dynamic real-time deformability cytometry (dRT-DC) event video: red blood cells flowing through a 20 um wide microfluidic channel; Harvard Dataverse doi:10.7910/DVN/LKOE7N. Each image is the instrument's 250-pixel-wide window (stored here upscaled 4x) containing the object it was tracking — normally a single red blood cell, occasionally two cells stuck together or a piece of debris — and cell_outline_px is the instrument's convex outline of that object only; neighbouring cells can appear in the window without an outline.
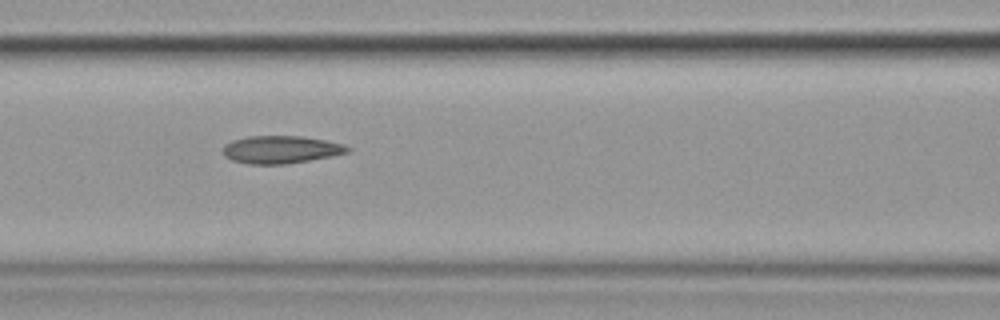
{"species": "common noctule bat (a hibernating species)", "species_latin": "Nyctalus noctula", "temperature_condition": "cold", "stored_images_in_passage": 6, "camera_frame_rate_fps": 3000, "um_per_image_px": 0.085, "animal": {"sex": "female", "body_mass_g": 19.9}, "frame": {"image": 1, "passage_image": 4, "time_ms": 3.333, "image_size_px": [1000, 320], "cell_outline_px": [[352, 148], [348, 152], [332, 156], [288, 164], [248, 164], [232, 160], [224, 156], [224, 144], [232, 140], [248, 136], [300, 136], [324, 140], [344, 144]], "centroid_in_image_um": [23.87, 12.71], "position_along_channel_um": 142.7, "area_um2": 20.11}}
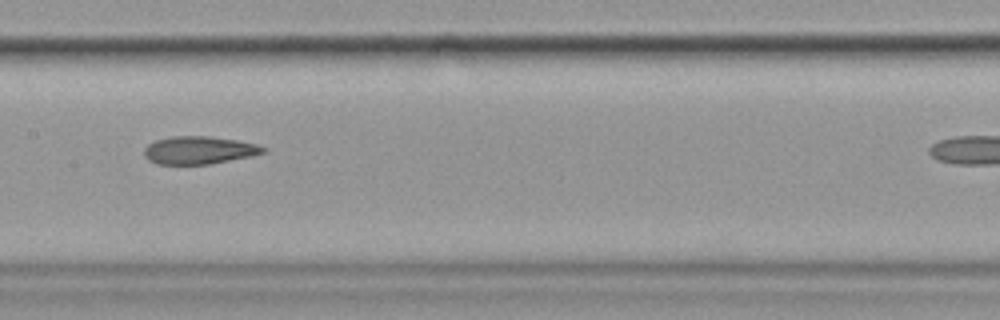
{"frame": {"image": 2, "passage_image": 5, "time_ms": 4.667, "image_size_px": [1000, 320], "cell_outline_px": [[268, 148], [264, 152], [252, 156], [208, 164], [156, 164], [148, 160], [144, 156], [144, 148], [148, 144], [156, 140], [172, 136], [208, 136], [236, 140], [256, 144]], "centroid_in_image_um": [16.9, 12.76], "position_along_channel_um": 190.5, "area_um2": 19.25}}